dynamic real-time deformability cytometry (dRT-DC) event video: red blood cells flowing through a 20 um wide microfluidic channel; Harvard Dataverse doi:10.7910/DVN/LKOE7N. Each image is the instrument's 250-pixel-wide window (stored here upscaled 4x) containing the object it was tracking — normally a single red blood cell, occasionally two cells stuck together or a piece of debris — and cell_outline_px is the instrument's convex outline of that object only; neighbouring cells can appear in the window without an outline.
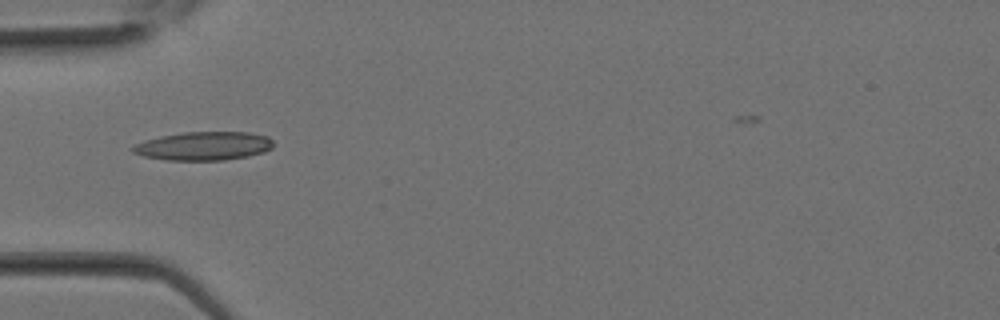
{"species": "Egyptian fruit bat (a non-hibernating species)", "species_latin": "Rousettus aegyptiacus", "temperature_condition": "room temperature", "stored_images_in_passage": 8, "camera_frame_rate_fps": 3000, "um_per_image_px": 0.085, "animal": {"sex": "female"}, "frame": {"image": 1, "passage_image": 3, "time_ms": 0.667, "image_size_px": [1000, 320], "cell_outline_px": [[272, 148], [264, 152], [248, 156], [224, 160], [168, 160], [144, 156], [132, 152], [132, 148], [136, 144], [144, 140], [160, 136], [184, 132], [248, 132], [268, 136], [272, 140]], "centroid_in_image_um": [17.33, 12.4], "position_along_channel_um": 67.7, "area_um2": 23.35}}
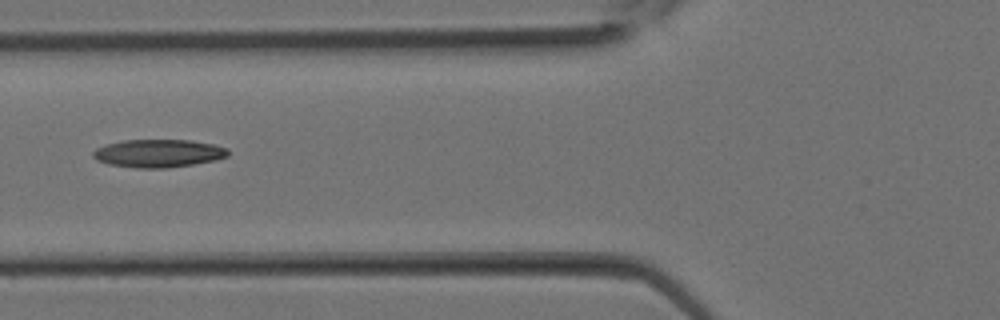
{"frame": {"image": 2, "passage_image": 5, "time_ms": 1.333, "image_size_px": [1000, 320], "cell_outline_px": [[228, 156], [216, 160], [192, 164], [164, 168], [136, 168], [108, 164], [96, 160], [92, 156], [92, 152], [96, 148], [108, 144], [124, 140], [192, 140], [216, 144], [228, 148]], "centroid_in_image_um": [13.48, 13.03], "position_along_channel_um": 112.3, "area_um2": 22.08}}
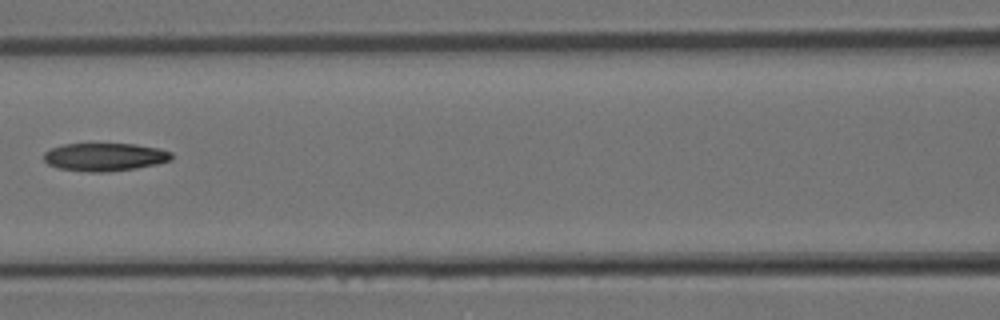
{"frame": {"image": 3, "passage_image": 7, "time_ms": 2.0, "image_size_px": [1000, 320], "cell_outline_px": [[172, 160], [156, 164], [136, 168], [104, 172], [88, 172], [56, 168], [48, 164], [44, 160], [44, 152], [52, 148], [64, 144], [136, 144], [160, 148], [172, 152]], "centroid_in_image_um": [8.91, 13.34], "position_along_channel_um": 157.7, "area_um2": 20.92}}